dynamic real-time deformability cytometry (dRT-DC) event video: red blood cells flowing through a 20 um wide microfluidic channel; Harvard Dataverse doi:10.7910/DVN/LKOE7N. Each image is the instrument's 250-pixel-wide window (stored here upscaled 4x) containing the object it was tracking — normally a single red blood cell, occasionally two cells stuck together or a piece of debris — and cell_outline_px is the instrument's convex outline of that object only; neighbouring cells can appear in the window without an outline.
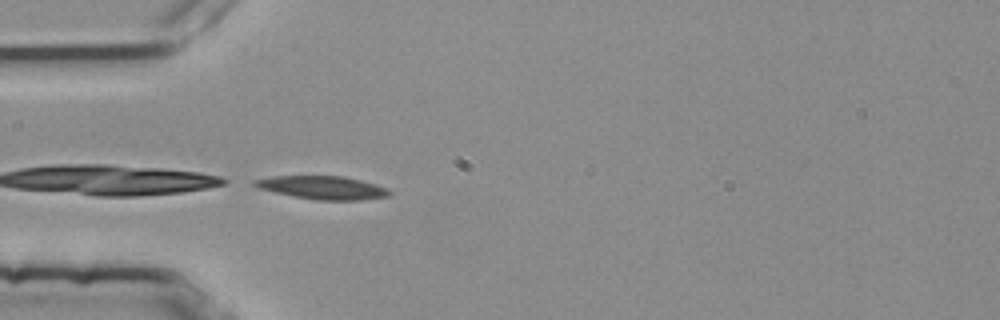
{"species": "common noctule bat (a hibernating species)", "species_latin": "Nyctalus noctula", "temperature_condition": "room temperature", "stored_images_in_passage": 2, "camera_frame_rate_fps": 3000, "um_per_image_px": 0.085, "animal": {"sex": "female", "body_mass_g": 25.1}, "frame": {"image": 1, "passage_image": 2, "time_ms": 0.333, "image_size_px": [1000, 320], "cell_outline_px": [[392, 196], [360, 200], [316, 200], [276, 192], [260, 188], [252, 184], [252, 180], [272, 176], [344, 176], [376, 184], [388, 188], [392, 192]], "centroid_in_image_um": [27.49, 15.94], "position_along_channel_um": 57.5, "area_um2": 18.21}}